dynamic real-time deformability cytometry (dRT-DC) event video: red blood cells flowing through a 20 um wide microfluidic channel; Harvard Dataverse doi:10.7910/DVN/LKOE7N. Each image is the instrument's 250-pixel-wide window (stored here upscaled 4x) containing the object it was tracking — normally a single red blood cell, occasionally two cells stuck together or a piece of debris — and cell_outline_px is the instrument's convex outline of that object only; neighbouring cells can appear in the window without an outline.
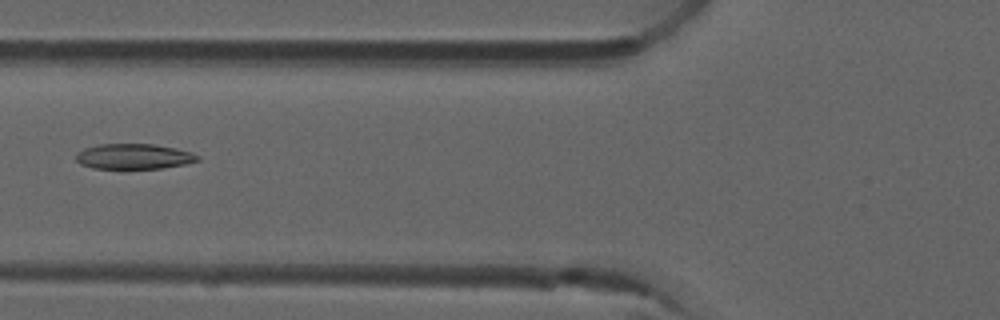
{"species": "common noctule bat (a hibernating species)", "species_latin": "Nyctalus noctula", "temperature_condition": "room temperature", "stored_images_in_passage": 7, "camera_frame_rate_fps": 3000, "um_per_image_px": 0.085, "animal": {"sex": "male", "forearm_length_mm": 52.5}, "frame": {"image": 1, "passage_image": 6, "time_ms": 1.667, "image_size_px": [1000, 320], "cell_outline_px": [[200, 160], [184, 164], [160, 168], [92, 168], [80, 164], [76, 160], [76, 152], [84, 148], [100, 144], [152, 144], [176, 148], [192, 152], [200, 156]], "centroid_in_image_um": [11.37, 13.29], "position_along_channel_um": 114.4, "area_um2": 17.92}}
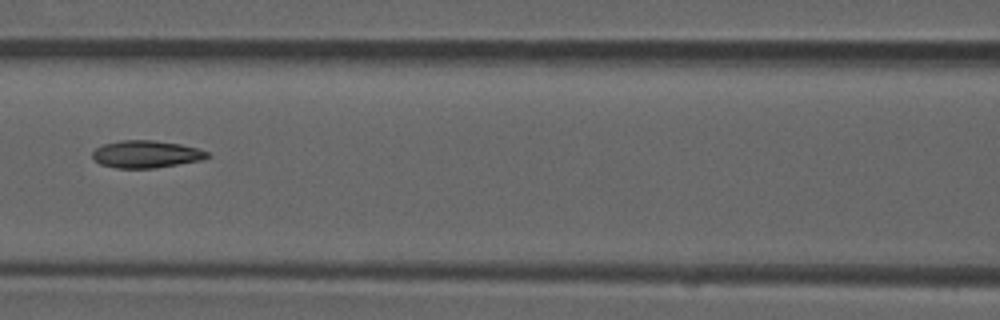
{"frame": {"image": 2, "passage_image": 7, "time_ms": 2.0, "image_size_px": [1000, 320], "cell_outline_px": [[212, 156], [204, 160], [156, 168], [116, 168], [100, 164], [92, 156], [92, 152], [96, 148], [104, 144], [120, 140], [152, 140], [180, 144], [196, 148], [208, 152]], "centroid_in_image_um": [12.45, 13.11], "position_along_channel_um": 154.1, "area_um2": 18.38}}